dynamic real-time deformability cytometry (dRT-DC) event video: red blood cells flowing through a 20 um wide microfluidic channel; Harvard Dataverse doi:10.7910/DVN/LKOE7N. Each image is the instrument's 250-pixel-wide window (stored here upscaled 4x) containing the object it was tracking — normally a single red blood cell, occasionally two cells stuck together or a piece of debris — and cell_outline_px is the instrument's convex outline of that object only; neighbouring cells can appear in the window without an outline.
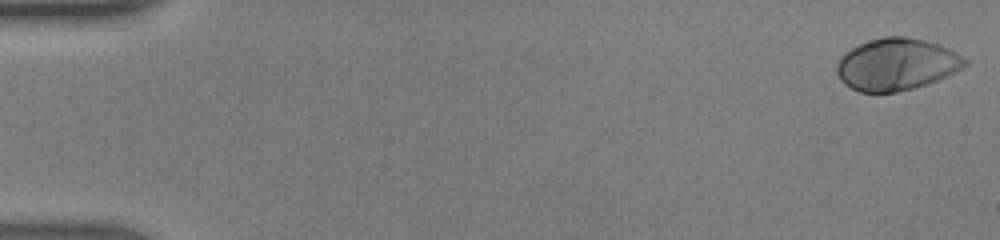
{"species": "human", "species_latin": "Homo sapiens", "temperature_condition": "warm", "stored_images_in_passage": 47, "camera_frame_rate_fps": 3000, "um_per_image_px": 0.085, "donor": {"sex": "male"}, "frame": {"image": 1, "passage_image": 1, "time_ms": 0.0, "image_size_px": [1000, 240], "cell_outline_px": [[968, 64], [928, 84], [896, 92], [860, 92], [844, 84], [840, 80], [836, 72], [836, 64], [840, 56], [844, 52], [860, 44], [884, 36], [904, 36], [924, 40], [948, 48], [956, 52], [968, 60]], "centroid_in_image_um": [76.16, 5.47], "position_along_channel_um": 8.8, "area_um2": 38.55}}
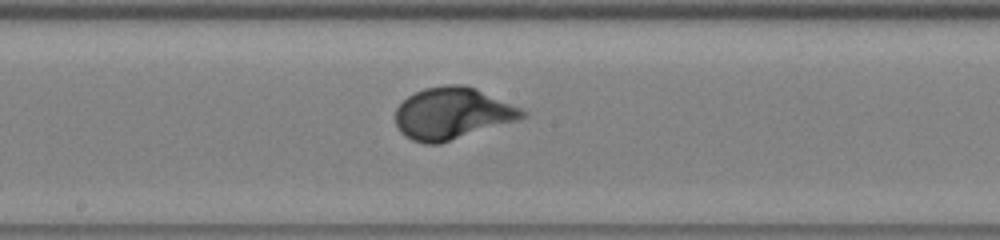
{"frame": {"image": 2, "passage_image": 26, "time_ms": 8.333, "image_size_px": [1000, 240], "cell_outline_px": [[528, 116], [520, 120], [440, 144], [424, 144], [412, 140], [404, 136], [400, 132], [396, 124], [396, 108], [408, 96], [424, 88], [448, 84], [464, 84], [476, 88], [520, 108], [528, 112]], "centroid_in_image_um": [38.46, 9.65], "position_along_channel_um": 209.7, "area_um2": 38.55}}
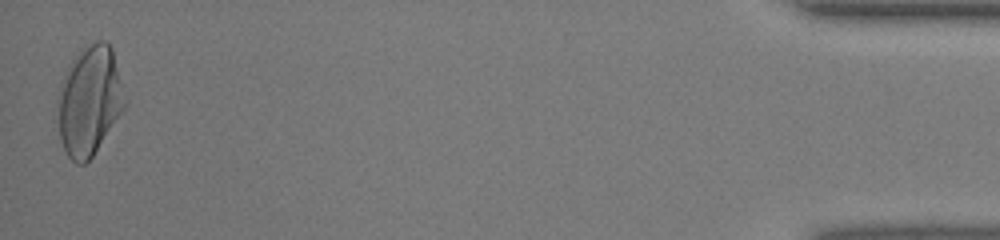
{"frame": {"image": 3, "passage_image": 47, "time_ms": 15.333, "image_size_px": [1000, 240], "cell_outline_px": [[128, 104], [92, 156], [84, 164], [76, 164], [68, 156], [60, 140], [56, 100], [64, 76], [68, 68], [76, 56], [80, 52], [96, 40], [104, 40], [112, 48]], "centroid_in_image_um": [7.61, 8.59], "position_along_channel_um": 427.6, "area_um2": 42.54}, "authors_computed_cell_mechanics": {"area_um2": 37.6278, "velocity_mm_per_s": 4.3734, "shape_relaxation_time_tau1_ms": 2.2707, "shape_relaxation_time_tau2_ms": null, "deformation_change_tau1": 0.1862, "deformation_change_tau2": null}}